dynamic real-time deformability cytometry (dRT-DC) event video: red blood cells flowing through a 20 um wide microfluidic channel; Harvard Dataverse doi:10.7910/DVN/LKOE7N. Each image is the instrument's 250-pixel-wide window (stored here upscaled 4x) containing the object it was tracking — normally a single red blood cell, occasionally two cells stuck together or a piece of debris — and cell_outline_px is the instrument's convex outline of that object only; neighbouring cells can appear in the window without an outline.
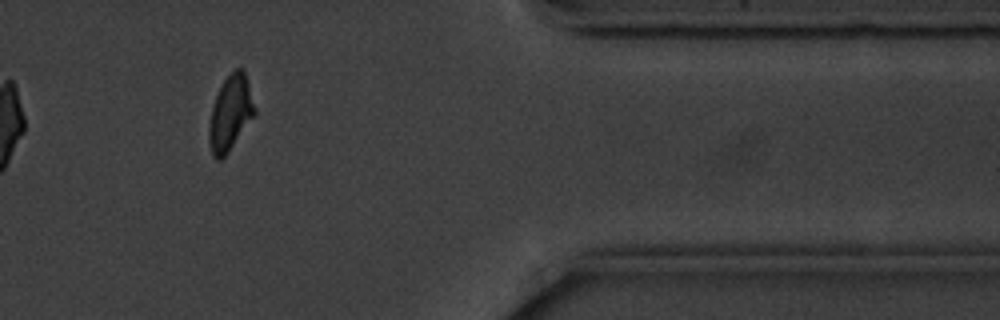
{"species": "common noctule bat (a hibernating species)", "species_latin": "Nyctalus noctula", "temperature_condition": "cold", "stored_images_in_passage": 12, "camera_frame_rate_fps": 3000, "um_per_image_px": 0.085, "animal": {"sex": "male", "body_mass_g": 20.1, "forearm_length_mm": 53.5}, "frame": {"image": 1, "passage_image": 10, "time_ms": 11.333, "image_size_px": [1000, 320], "cell_outline_px": [[256, 112], [228, 152], [220, 160], [216, 160], [212, 156], [208, 140], [208, 128], [212, 108], [216, 96], [224, 80], [236, 68], [240, 68], [244, 72], [256, 108]], "centroid_in_image_um": [19.56, 9.65], "position_along_channel_um": 391.8, "area_um2": 19.54}, "authors_computed_cell_mechanics": {"area_um2": 19.3341, "velocity_mm_per_s": 3.5592, "shape_relaxation_time_tau1_ms": 2.7202, "shape_relaxation_time_tau2_ms": null, "deformation_change_tau1": 0.0866, "deformation_change_tau2": null}}